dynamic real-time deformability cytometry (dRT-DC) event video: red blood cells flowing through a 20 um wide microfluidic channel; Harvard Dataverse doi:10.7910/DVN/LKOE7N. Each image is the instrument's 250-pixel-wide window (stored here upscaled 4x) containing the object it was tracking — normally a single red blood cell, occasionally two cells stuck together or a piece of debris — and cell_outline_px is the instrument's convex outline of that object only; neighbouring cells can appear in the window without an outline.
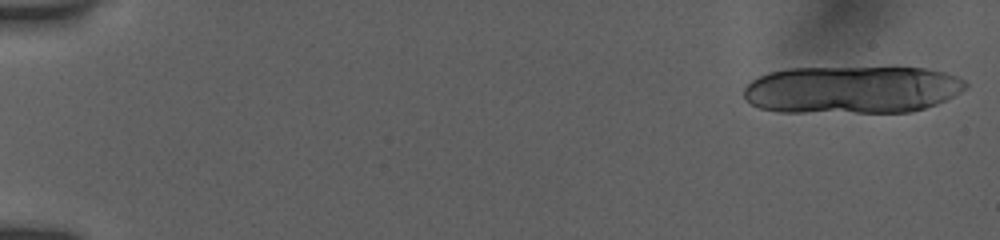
{"species": "human", "species_latin": "Homo sapiens", "temperature_condition": "room temperature", "stored_images_in_passage": 45, "camera_frame_rate_fps": 3000, "um_per_image_px": 0.085, "donor": {"sex": "female"}, "frame": {"image": 1, "passage_image": 1, "time_ms": 0.0, "image_size_px": [1000, 240], "cell_outline_px": [[968, 84], [960, 92], [936, 104], [912, 112], [780, 112], [760, 108], [744, 100], [744, 88], [752, 80], [768, 72], [788, 68], [924, 68], [948, 72], [964, 80]], "centroid_in_image_um": [72.4, 7.62], "position_along_channel_um": 12.6, "area_um2": 61.67}}
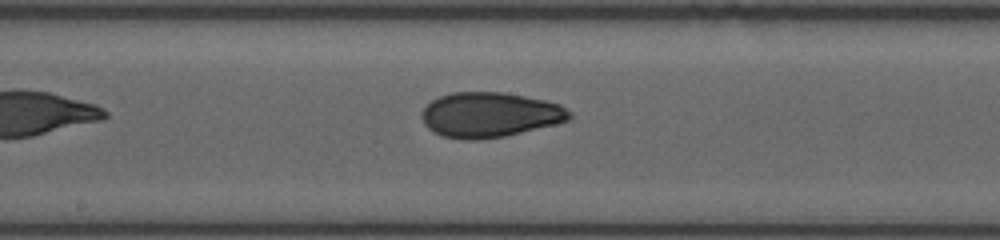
{"frame": {"image": 2, "passage_image": 22, "time_ms": 9.667, "image_size_px": [1000, 240], "cell_outline_px": [[572, 116], [568, 120], [556, 124], [504, 136], [480, 140], [464, 140], [440, 136], [432, 132], [424, 124], [420, 116], [424, 108], [432, 100], [440, 96], [452, 92], [504, 92], [544, 100], [560, 104], [572, 112]], "centroid_in_image_um": [41.61, 9.76], "position_along_channel_um": 206.6, "area_um2": 38.96}}
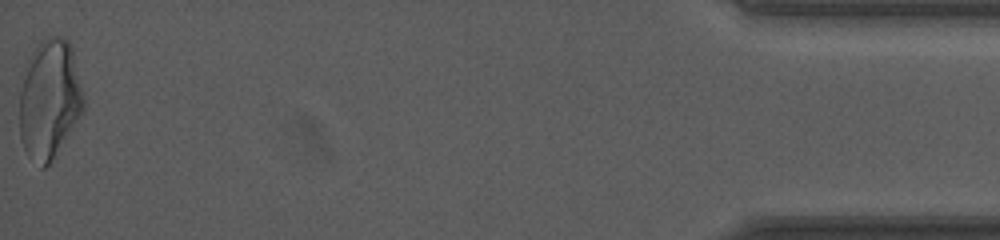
{"frame": {"image": 3, "passage_image": 45, "time_ms": 17.667, "image_size_px": [1000, 240], "cell_outline_px": [[84, 108], [52, 160], [44, 168], [40, 168], [28, 156], [20, 140], [20, 92], [24, 64], [40, 40], [44, 36], [60, 36], [68, 40], [72, 48], [84, 100]], "centroid_in_image_um": [4.17, 8.4], "position_along_channel_um": 431.0, "area_um2": 44.51}, "authors_computed_cell_mechanics": {"area_um2": 39.0728, "velocity_mm_per_s": 3.8841, "shape_relaxation_time_tau1_ms": 5.176, "shape_relaxation_time_tau2_ms": 1.3959, "deformation_change_tau1": 0.1689, "deformation_change_tau2": 0.0653}}